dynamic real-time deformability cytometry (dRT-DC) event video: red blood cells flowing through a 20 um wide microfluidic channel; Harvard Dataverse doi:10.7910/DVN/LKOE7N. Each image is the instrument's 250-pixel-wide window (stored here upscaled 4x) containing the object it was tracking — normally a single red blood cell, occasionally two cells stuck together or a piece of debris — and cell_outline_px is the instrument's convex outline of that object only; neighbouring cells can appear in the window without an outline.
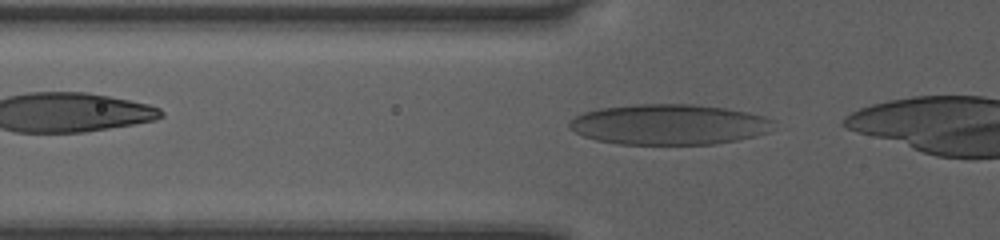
{"species": "human", "species_latin": "Homo sapiens", "temperature_condition": "room temperature", "stored_images_in_passage": 36, "camera_frame_rate_fps": 3000, "um_per_image_px": 0.085, "donor": {"sex": "female"}, "frame": {"image": 1, "passage_image": 9, "time_ms": 2.667, "image_size_px": [1000, 240], "cell_outline_px": [[776, 120], [768, 132], [756, 136], [716, 144], [616, 144], [596, 140], [584, 136], [568, 128], [568, 120], [584, 112], [600, 108], [636, 104], [692, 104], [728, 108], [748, 112], [764, 116]], "centroid_in_image_um": [56.87, 10.58], "position_along_channel_um": 68.9, "area_um2": 48.49}}
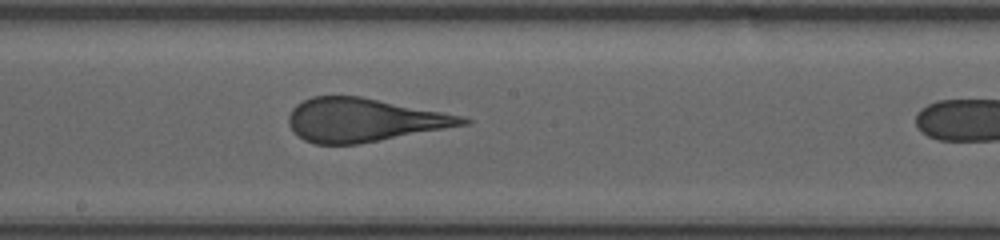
{"frame": {"image": 2, "passage_image": 20, "time_ms": 6.333, "image_size_px": [1000, 240], "cell_outline_px": [[472, 120], [468, 124], [356, 144], [316, 144], [304, 140], [288, 124], [288, 116], [292, 108], [296, 104], [312, 96], [360, 96], [464, 116]], "centroid_in_image_um": [30.9, 10.19], "position_along_channel_um": 217.3, "area_um2": 43.52}}
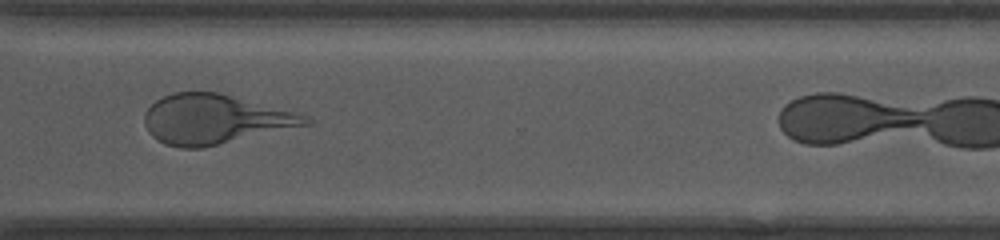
{"frame": {"image": 3, "passage_image": 30, "time_ms": 9.667, "image_size_px": [1000, 240], "cell_outline_px": [[312, 124], [204, 148], [180, 148], [164, 144], [156, 140], [148, 132], [144, 124], [144, 112], [156, 100], [172, 92], [220, 92], [292, 112], [304, 116], [312, 120]], "centroid_in_image_um": [18.2, 10.15], "position_along_channel_um": 352.4, "area_um2": 46.47}, "authors_computed_cell_mechanics": {"area_um2": 46.0088, "velocity_mm_per_s": 4.071, "shape_relaxation_time_tau1_ms": 7.9447, "shape_relaxation_time_tau2_ms": null, "deformation_change_tau1": 0.2396, "deformation_change_tau2": null}}